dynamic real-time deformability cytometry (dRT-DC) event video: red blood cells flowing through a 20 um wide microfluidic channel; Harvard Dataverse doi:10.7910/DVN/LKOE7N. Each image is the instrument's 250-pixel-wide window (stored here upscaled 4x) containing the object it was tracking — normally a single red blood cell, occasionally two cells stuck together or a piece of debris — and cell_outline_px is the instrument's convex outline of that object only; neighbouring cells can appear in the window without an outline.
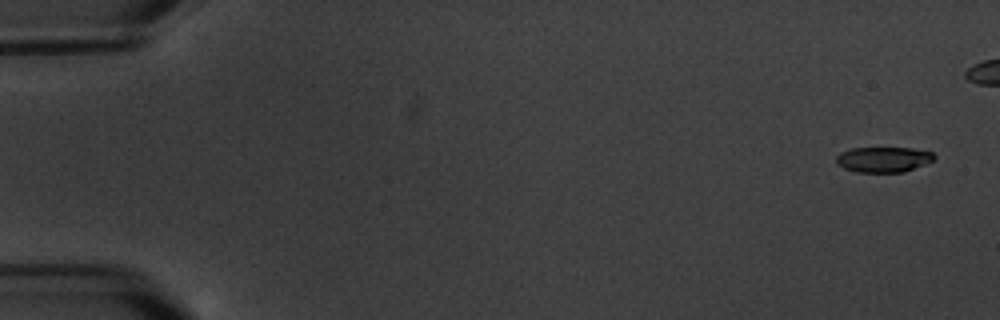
{"species": "common noctule bat (a hibernating species)", "species_latin": "Nyctalus noctula", "temperature_condition": "warm", "stored_images_in_passage": 6, "camera_frame_rate_fps": 3000, "um_per_image_px": 0.085, "animal": {"sex": "male", "body_mass_g": 20.1, "forearm_length_mm": 53.5}, "frame": {"image": 1, "passage_image": 1, "time_ms": 0.0, "image_size_px": [1000, 320], "cell_outline_px": [[936, 156], [932, 160], [924, 164], [904, 172], [856, 172], [844, 168], [836, 164], [836, 156], [840, 152], [852, 148], [912, 148], [932, 152]], "centroid_in_image_um": [75.05, 13.55], "position_along_channel_um": 9.9, "area_um2": 14.45}}
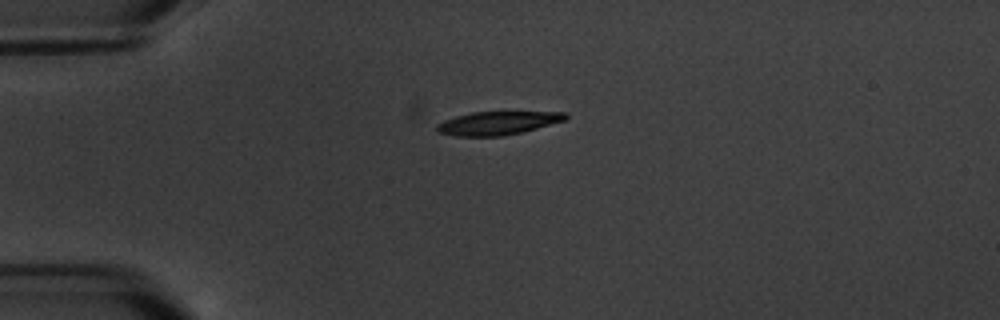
{"frame": {"image": 2, "passage_image": 6, "time_ms": 6.667, "image_size_px": [1000, 320], "cell_outline_px": [[568, 116], [564, 120], [536, 128], [504, 136], [456, 136], [436, 132], [436, 124], [444, 120], [456, 116], [472, 112], [568, 112]], "centroid_in_image_um": [42.25, 10.46], "position_along_channel_um": 42.7, "area_um2": 17.4}}